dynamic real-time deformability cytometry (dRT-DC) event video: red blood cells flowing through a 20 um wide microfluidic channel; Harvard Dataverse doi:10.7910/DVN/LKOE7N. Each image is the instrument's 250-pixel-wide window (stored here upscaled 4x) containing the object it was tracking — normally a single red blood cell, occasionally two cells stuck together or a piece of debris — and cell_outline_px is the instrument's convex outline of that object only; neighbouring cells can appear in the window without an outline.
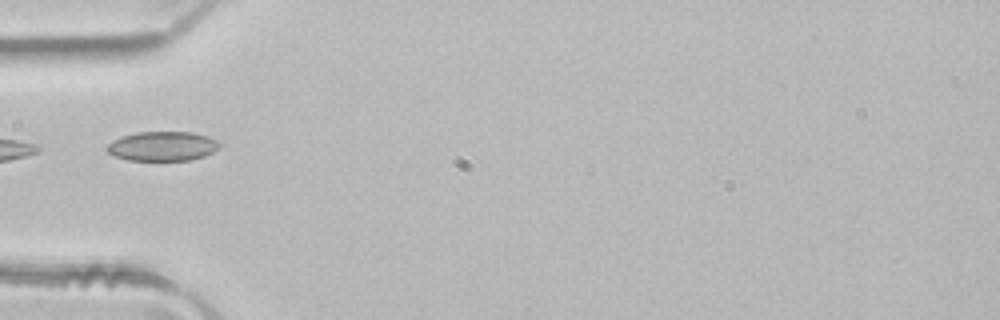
{"species": "common noctule bat (a hibernating species)", "species_latin": "Nyctalus noctula", "temperature_condition": "room temperature", "stored_images_in_passage": 3, "camera_frame_rate_fps": 3000, "um_per_image_px": 0.085, "animal": {"sex": "male", "body_mass_g": 21.5, "forearm_length_mm": 52.0}, "frame": {"image": 1, "passage_image": 3, "time_ms": 0.667, "image_size_px": [1000, 320], "cell_outline_px": [[220, 148], [204, 156], [192, 160], [128, 160], [112, 156], [104, 148], [112, 140], [136, 132], [192, 132], [208, 136], [216, 140], [220, 144]], "centroid_in_image_um": [13.79, 12.43], "position_along_channel_um": 71.2, "area_um2": 19.42}}